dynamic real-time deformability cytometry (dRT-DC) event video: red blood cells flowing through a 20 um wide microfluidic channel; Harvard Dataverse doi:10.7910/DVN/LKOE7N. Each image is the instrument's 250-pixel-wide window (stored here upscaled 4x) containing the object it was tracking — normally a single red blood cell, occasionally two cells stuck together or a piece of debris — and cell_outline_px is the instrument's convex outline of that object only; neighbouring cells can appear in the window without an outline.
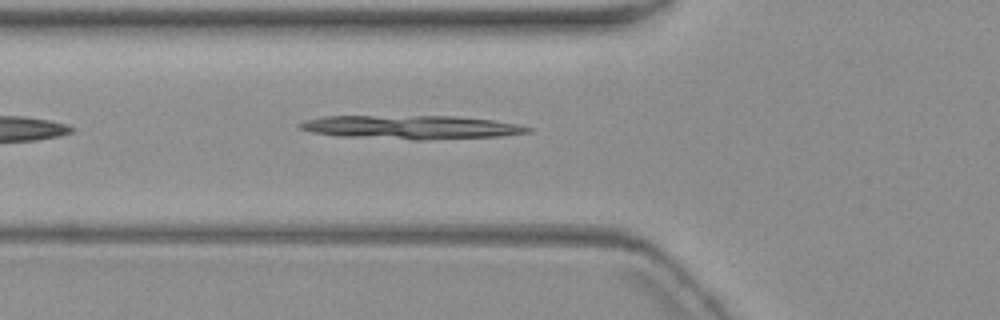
{"species": "common noctule bat (a hibernating species)", "species_latin": "Nyctalus noctula", "temperature_condition": "warm", "stored_images_in_passage": 6, "camera_frame_rate_fps": 3000, "um_per_image_px": 0.085, "animal": {"sex": "female", "body_mass_g": 19.3, "forearm_length_mm": 54.1}, "frame": {"image": 1, "passage_image": 6, "time_ms": 7.0, "image_size_px": [1000, 320], "cell_outline_px": [[532, 132], [500, 136], [420, 140], [412, 140], [336, 136], [312, 132], [300, 128], [296, 124], [304, 120], [324, 116], [452, 116], [492, 120], [516, 124], [532, 128]], "centroid_in_image_um": [34.9, 10.82], "position_along_channel_um": 90.9, "area_um2": 31.56}}